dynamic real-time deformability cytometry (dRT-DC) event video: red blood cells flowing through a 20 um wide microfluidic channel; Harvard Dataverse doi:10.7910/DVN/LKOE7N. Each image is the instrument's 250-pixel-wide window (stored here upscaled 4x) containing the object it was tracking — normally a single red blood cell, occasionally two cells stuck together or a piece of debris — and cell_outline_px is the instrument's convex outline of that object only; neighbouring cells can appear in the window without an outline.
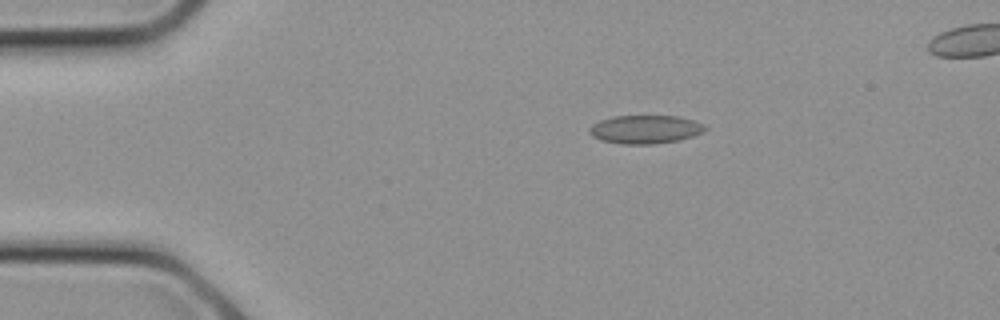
{"species": "common noctule bat (a hibernating species)", "species_latin": "Nyctalus noctula", "temperature_condition": "cold", "stored_images_in_passage": 7, "camera_frame_rate_fps": 3000, "um_per_image_px": 0.085, "animal": {"sex": "female", "body_mass_g": 21.9}, "frame": {"image": 1, "passage_image": 1, "time_ms": 0.0, "image_size_px": [1000, 320], "cell_outline_px": [[708, 128], [704, 132], [680, 140], [656, 144], [620, 144], [600, 140], [592, 136], [588, 132], [588, 128], [592, 124], [600, 120], [612, 116], [676, 116], [692, 120], [704, 124]], "centroid_in_image_um": [54.82, 11.0], "position_along_channel_um": 30.2, "area_um2": 19.36}}
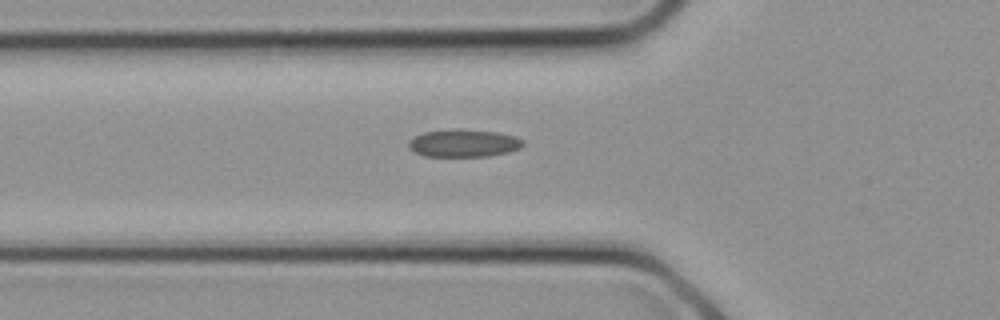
{"frame": {"image": 2, "passage_image": 5, "time_ms": 1.333, "image_size_px": [1000, 320], "cell_outline_px": [[524, 144], [520, 148], [508, 152], [488, 156], [424, 156], [408, 148], [408, 144], [416, 136], [424, 132], [456, 128], [500, 132], [516, 136], [524, 140]], "centroid_in_image_um": [39.46, 12.16], "position_along_channel_um": 86.3, "area_um2": 18.5}}
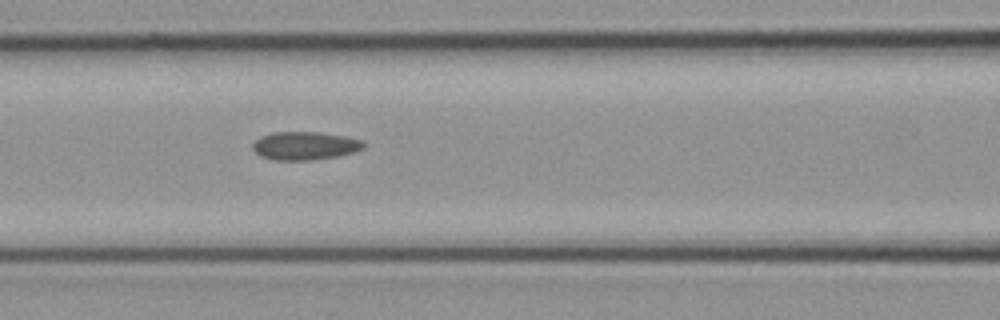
{"frame": {"image": 3, "passage_image": 7, "time_ms": 2.0, "image_size_px": [1000, 320], "cell_outline_px": [[364, 148], [352, 152], [336, 156], [312, 160], [272, 160], [260, 156], [252, 148], [252, 144], [260, 136], [272, 132], [320, 132], [344, 136], [360, 140], [364, 144]], "centroid_in_image_um": [25.86, 12.39], "position_along_channel_um": 140.7, "area_um2": 18.15}}